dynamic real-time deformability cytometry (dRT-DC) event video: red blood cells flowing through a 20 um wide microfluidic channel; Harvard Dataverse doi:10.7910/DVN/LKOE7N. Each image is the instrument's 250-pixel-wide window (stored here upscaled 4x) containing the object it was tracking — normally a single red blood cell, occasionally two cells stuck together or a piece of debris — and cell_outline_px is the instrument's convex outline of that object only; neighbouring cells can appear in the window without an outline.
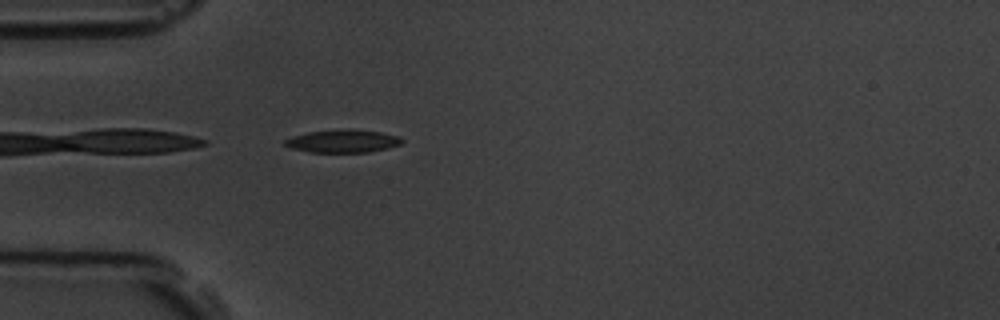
{"species": "common noctule bat (a hibernating species)", "species_latin": "Nyctalus noctula", "temperature_condition": "room temperature", "stored_images_in_passage": 4, "camera_frame_rate_fps": 3000, "um_per_image_px": 0.085, "animal": {"sex": "male", "body_mass_g": 19.5, "forearm_length_mm": 54.6}, "frame": {"image": 1, "passage_image": 4, "time_ms": 3.333, "image_size_px": [1000, 320], "cell_outline_px": [[404, 140], [400, 144], [388, 148], [368, 152], [308, 152], [292, 148], [284, 144], [284, 140], [292, 136], [308, 132], [348, 128], [380, 132], [400, 136]], "centroid_in_image_um": [29.15, 11.99], "position_along_channel_um": 55.8, "area_um2": 15.66}}